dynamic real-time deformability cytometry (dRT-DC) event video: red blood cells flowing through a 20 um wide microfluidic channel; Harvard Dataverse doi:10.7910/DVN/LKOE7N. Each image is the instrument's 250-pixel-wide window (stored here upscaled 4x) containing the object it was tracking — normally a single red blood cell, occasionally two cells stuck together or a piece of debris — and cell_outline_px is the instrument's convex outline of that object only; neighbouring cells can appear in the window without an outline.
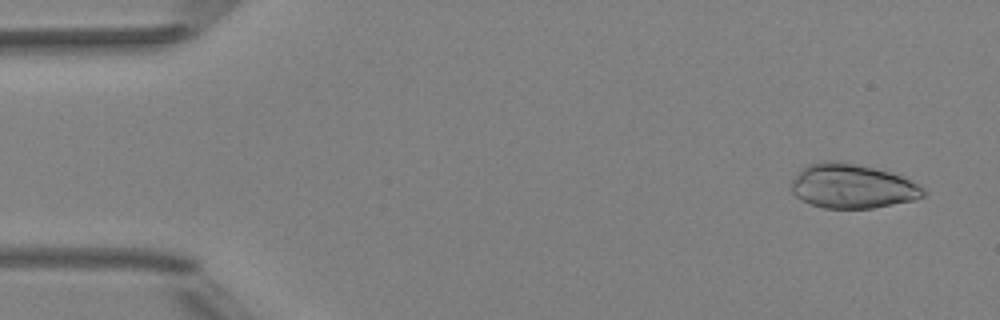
{"species": "Egyptian fruit bat (a non-hibernating species)", "species_latin": "Rousettus aegyptiacus", "temperature_condition": "room temperature", "stored_images_in_passage": 51, "camera_frame_rate_fps": 3000, "um_per_image_px": 0.085, "animal": {"sex": "female"}, "frame": {"image": 1, "passage_image": 3, "time_ms": 0.667, "image_size_px": [1000, 320], "cell_outline_px": [[924, 196], [916, 200], [872, 208], [824, 208], [808, 204], [796, 196], [792, 192], [792, 180], [808, 164], [824, 160], [836, 160], [856, 164], [888, 172], [900, 176], [920, 184], [924, 188]], "centroid_in_image_um": [72.44, 15.83], "position_along_channel_um": 12.6, "area_um2": 33.99}}
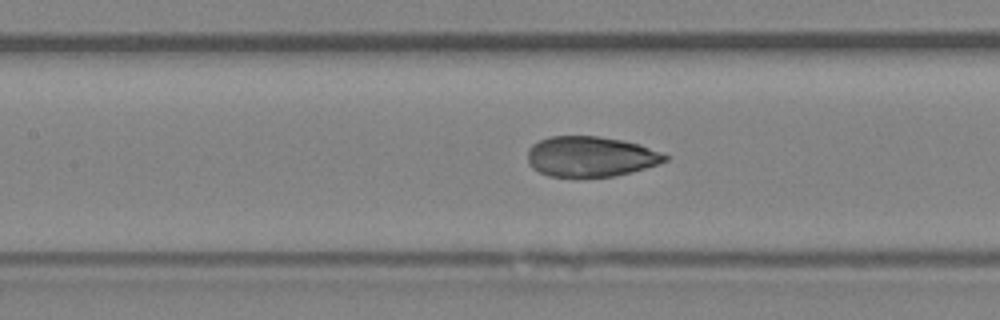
{"frame": {"image": 2, "passage_image": 23, "time_ms": 7.333, "image_size_px": [1000, 320], "cell_outline_px": [[668, 160], [632, 172], [616, 176], [548, 176], [532, 168], [528, 164], [528, 148], [532, 144], [540, 140], [552, 136], [596, 136], [620, 140], [640, 144], [660, 152], [668, 156]], "centroid_in_image_um": [50.17, 13.3], "position_along_channel_um": 157.2, "area_um2": 32.08}}
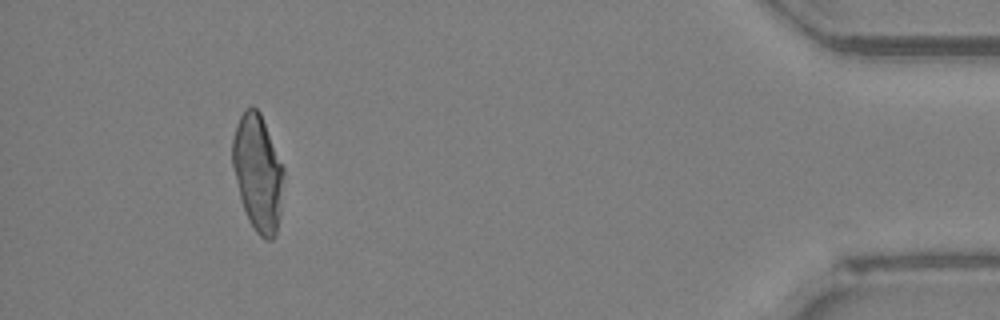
{"frame": {"image": 3, "passage_image": 47, "time_ms": 15.333, "image_size_px": [1000, 320], "cell_outline_px": [[284, 172], [280, 216], [276, 236], [272, 240], [264, 240], [256, 232], [248, 220], [240, 200], [232, 164], [228, 140], [244, 108], [252, 104], [260, 112], [284, 168]], "centroid_in_image_um": [21.87, 14.65], "position_along_channel_um": 413.3, "area_um2": 35.66}}